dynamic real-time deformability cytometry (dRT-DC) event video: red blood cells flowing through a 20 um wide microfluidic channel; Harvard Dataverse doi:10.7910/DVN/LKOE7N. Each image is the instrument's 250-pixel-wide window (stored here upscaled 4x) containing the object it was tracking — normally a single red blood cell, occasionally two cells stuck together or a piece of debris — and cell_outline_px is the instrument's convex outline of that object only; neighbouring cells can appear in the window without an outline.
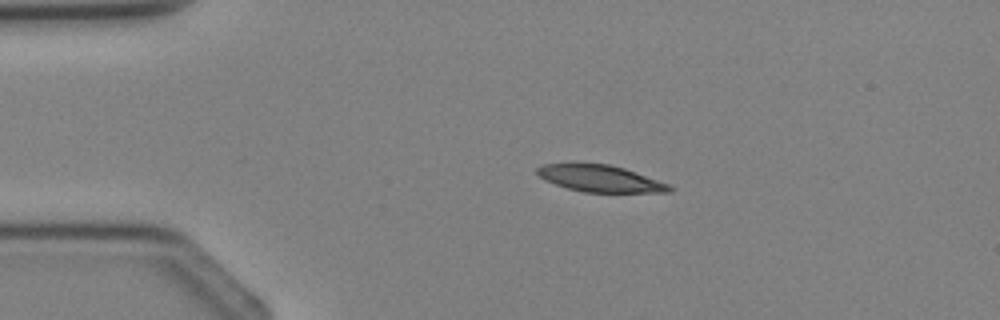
{"species": "Egyptian fruit bat (a non-hibernating species)", "species_latin": "Rousettus aegyptiacus", "temperature_condition": "cold", "stored_images_in_passage": 2, "camera_frame_rate_fps": 3000, "um_per_image_px": 0.085, "animal": {"sex": "female"}, "frame": {"image": 1, "passage_image": 1, "time_ms": 0.0, "image_size_px": [1000, 320], "cell_outline_px": [[676, 188], [672, 192], [584, 192], [568, 188], [544, 180], [536, 172], [536, 168], [544, 164], [608, 164], [624, 168], [668, 184]], "centroid_in_image_um": [51.03, 15.18], "position_along_channel_um": 34.0, "area_um2": 20.29}}
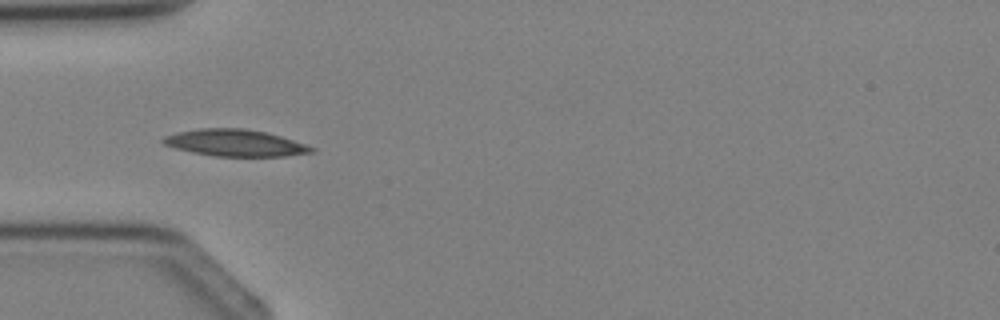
{"frame": {"image": 2, "passage_image": 2, "time_ms": 1.333, "image_size_px": [1000, 320], "cell_outline_px": [[316, 148], [312, 152], [284, 156], [212, 156], [192, 152], [176, 148], [164, 144], [160, 140], [164, 136], [176, 132], [196, 128], [244, 128], [264, 132], [280, 136]], "centroid_in_image_um": [19.92, 12.14], "position_along_channel_um": 65.1, "area_um2": 23.0}}